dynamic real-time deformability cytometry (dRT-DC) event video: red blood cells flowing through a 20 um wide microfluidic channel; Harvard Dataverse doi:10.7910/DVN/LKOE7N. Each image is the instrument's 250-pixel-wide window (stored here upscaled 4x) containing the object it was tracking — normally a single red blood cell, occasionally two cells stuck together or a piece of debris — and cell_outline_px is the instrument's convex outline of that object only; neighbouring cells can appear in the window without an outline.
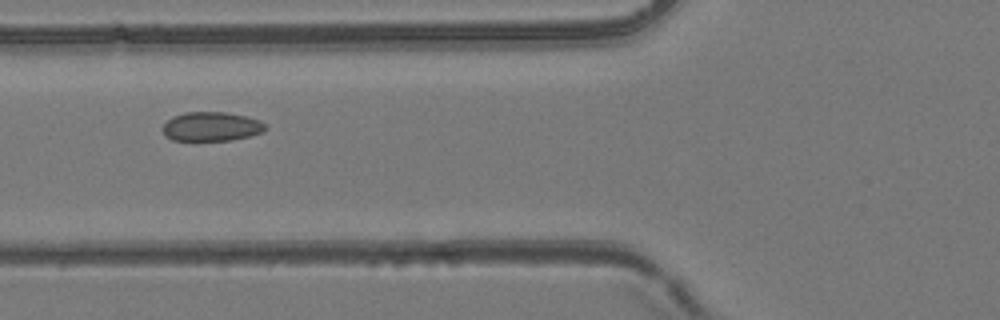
{"species": "common noctule bat (a hibernating species)", "species_latin": "Nyctalus noctula", "temperature_condition": "room temperature", "stored_images_in_passage": 50, "camera_frame_rate_fps": 3000, "um_per_image_px": 0.085, "animal": {"sex": "female", "body_mass_g": 24.6, "forearm_length_mm": 56.2}, "frame": {"image": 1, "passage_image": 17, "time_ms": 5.333, "image_size_px": [1000, 320], "cell_outline_px": [[264, 132], [232, 140], [172, 140], [164, 136], [160, 128], [172, 116], [184, 112], [224, 112], [248, 116], [260, 120], [264, 124]], "centroid_in_image_um": [17.92, 10.75], "position_along_channel_um": 107.9, "area_um2": 17.57}}
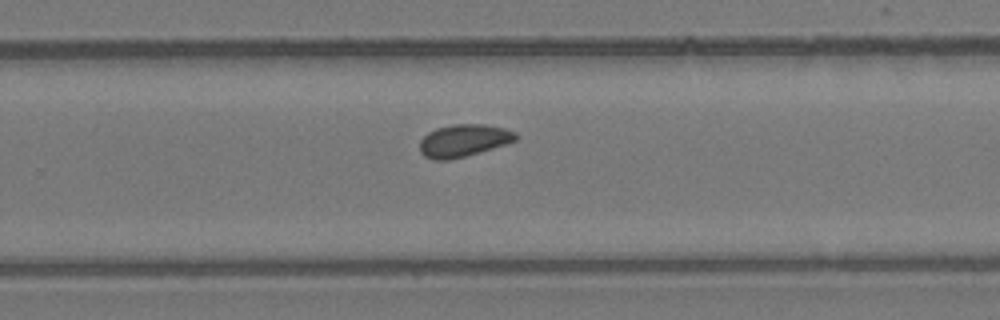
{"frame": {"image": 2, "passage_image": 31, "time_ms": 10.0, "image_size_px": [1000, 320], "cell_outline_px": [[516, 140], [508, 144], [464, 156], [448, 160], [432, 160], [424, 156], [420, 152], [420, 140], [428, 132], [436, 128], [452, 124], [484, 124], [504, 128], [516, 132]], "centroid_in_image_um": [39.39, 11.94], "position_along_channel_um": 290.4, "area_um2": 18.15}}
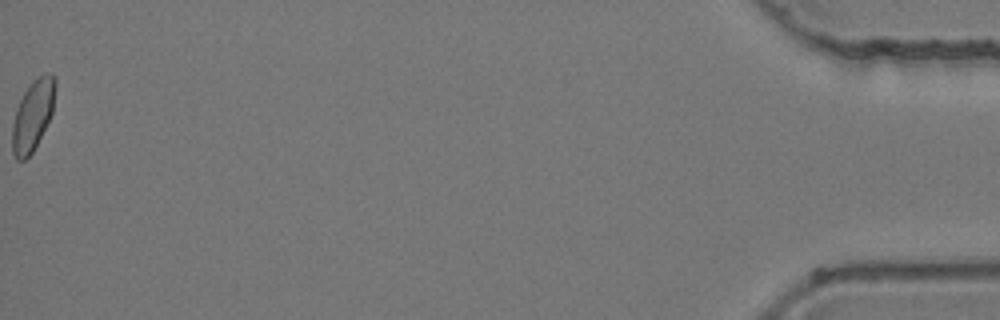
{"frame": {"image": 3, "passage_image": 50, "time_ms": 16.333, "image_size_px": [1000, 320], "cell_outline_px": [[56, 88], [52, 112], [32, 152], [24, 160], [16, 160], [12, 156], [12, 124], [16, 108], [24, 92], [32, 80], [44, 72], [52, 72], [56, 80]], "centroid_in_image_um": [2.78, 9.75], "position_along_channel_um": 432.4, "area_um2": 17.74}, "authors_computed_cell_mechanics": {"area_um2": 17.7735, "velocity_mm_per_s": 3.925, "shape_relaxation_time_tau1_ms": null, "shape_relaxation_time_tau2_ms": 1.1035, "deformation_change_tau1": null, "deformation_change_tau2": 0.0471}}